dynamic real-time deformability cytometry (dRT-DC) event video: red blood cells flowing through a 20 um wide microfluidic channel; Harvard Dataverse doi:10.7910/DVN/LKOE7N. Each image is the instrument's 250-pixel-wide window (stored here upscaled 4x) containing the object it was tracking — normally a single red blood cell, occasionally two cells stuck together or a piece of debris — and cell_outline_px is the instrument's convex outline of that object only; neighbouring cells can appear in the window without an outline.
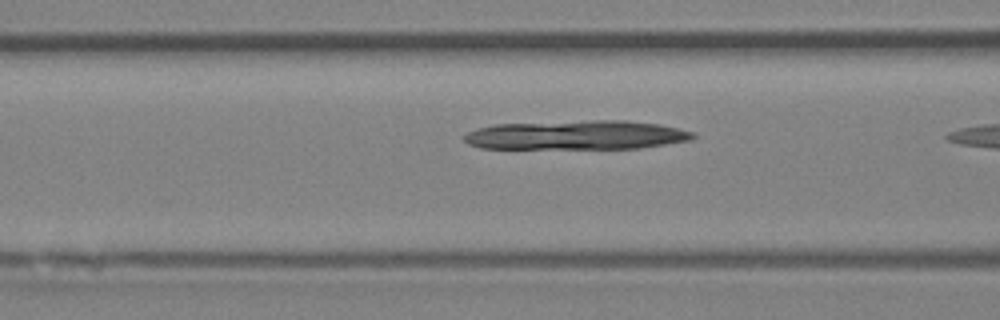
{"species": "Egyptian fruit bat (a non-hibernating species)", "species_latin": "Rousettus aegyptiacus", "temperature_condition": "room temperature", "stored_images_in_passage": 18, "camera_frame_rate_fps": 3000, "um_per_image_px": 0.085, "animal": {"sex": "female"}, "frame": {"image": 1, "passage_image": 16, "time_ms": 5.0, "image_size_px": [1000, 320], "cell_outline_px": [[696, 136], [692, 140], [640, 148], [480, 148], [468, 144], [464, 140], [464, 136], [468, 132], [480, 128], [496, 124], [592, 120], [628, 120], [660, 124], [692, 132]], "centroid_in_image_um": [49.03, 11.47], "position_along_channel_um": 117.6, "area_um2": 38.73}}